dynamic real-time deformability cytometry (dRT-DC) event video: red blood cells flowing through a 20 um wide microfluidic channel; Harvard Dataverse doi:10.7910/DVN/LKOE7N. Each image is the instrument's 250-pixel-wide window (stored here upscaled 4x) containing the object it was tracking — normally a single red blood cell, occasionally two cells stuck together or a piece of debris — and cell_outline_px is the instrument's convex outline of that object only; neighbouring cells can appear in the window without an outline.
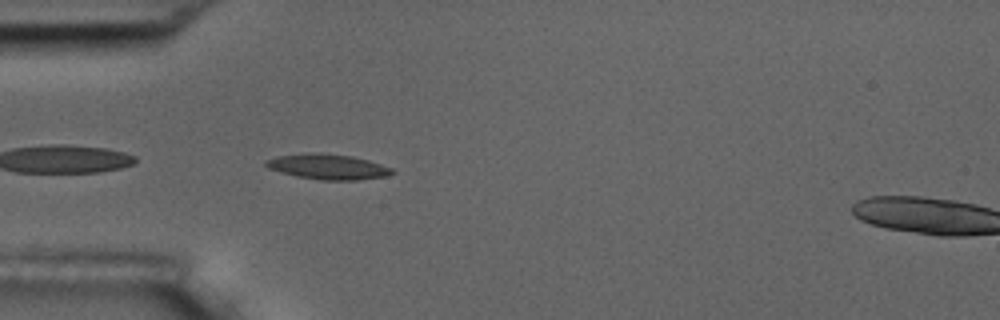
{"species": "common noctule bat (a hibernating species)", "species_latin": "Nyctalus noctula", "temperature_condition": "room temperature", "stored_images_in_passage": 4, "camera_frame_rate_fps": 3000, "um_per_image_px": 0.085, "animal": {"sex": "male", "body_mass_g": 17.5, "forearm_length_mm": 52.3}, "frame": {"image": 1, "passage_image": 3, "time_ms": 2.333, "image_size_px": [1000, 320], "cell_outline_px": [[396, 172], [384, 176], [356, 180], [320, 180], [296, 176], [280, 172], [268, 168], [264, 164], [264, 160], [276, 156], [308, 152], [320, 152], [352, 156], [368, 160], [392, 168]], "centroid_in_image_um": [27.82, 14.16], "position_along_channel_um": 57.2, "area_um2": 18.73}}